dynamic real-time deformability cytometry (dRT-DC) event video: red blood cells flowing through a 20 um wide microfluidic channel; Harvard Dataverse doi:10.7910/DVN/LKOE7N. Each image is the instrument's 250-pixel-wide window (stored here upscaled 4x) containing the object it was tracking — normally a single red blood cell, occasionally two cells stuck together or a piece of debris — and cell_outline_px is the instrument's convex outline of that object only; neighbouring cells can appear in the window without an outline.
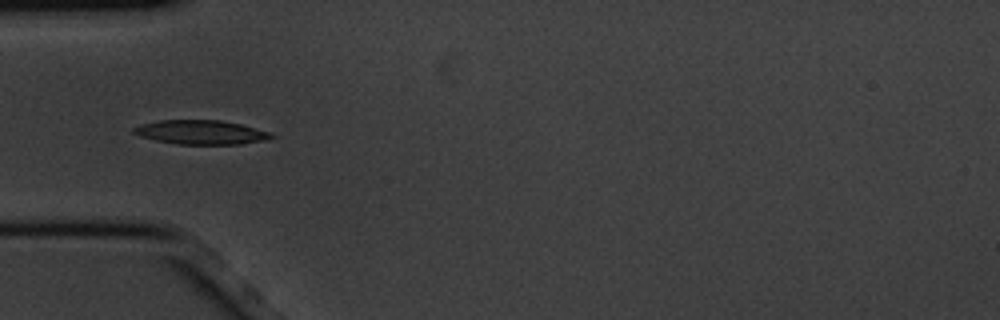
{"species": "common noctule bat (a hibernating species)", "species_latin": "Nyctalus noctula", "temperature_condition": "cold", "stored_images_in_passage": 5, "camera_frame_rate_fps": 3000, "um_per_image_px": 0.085, "animal": {"sex": "male", "body_mass_g": 20.1, "forearm_length_mm": 53.5}, "frame": {"image": 1, "passage_image": 5, "time_ms": 1.333, "image_size_px": [1000, 320], "cell_outline_px": [[276, 136], [264, 140], [240, 144], [180, 144], [156, 140], [140, 136], [132, 132], [132, 128], [140, 124], [160, 120], [220, 120], [240, 124], [268, 132]], "centroid_in_image_um": [17.04, 11.24], "position_along_channel_um": 68.0, "area_um2": 19.13}}